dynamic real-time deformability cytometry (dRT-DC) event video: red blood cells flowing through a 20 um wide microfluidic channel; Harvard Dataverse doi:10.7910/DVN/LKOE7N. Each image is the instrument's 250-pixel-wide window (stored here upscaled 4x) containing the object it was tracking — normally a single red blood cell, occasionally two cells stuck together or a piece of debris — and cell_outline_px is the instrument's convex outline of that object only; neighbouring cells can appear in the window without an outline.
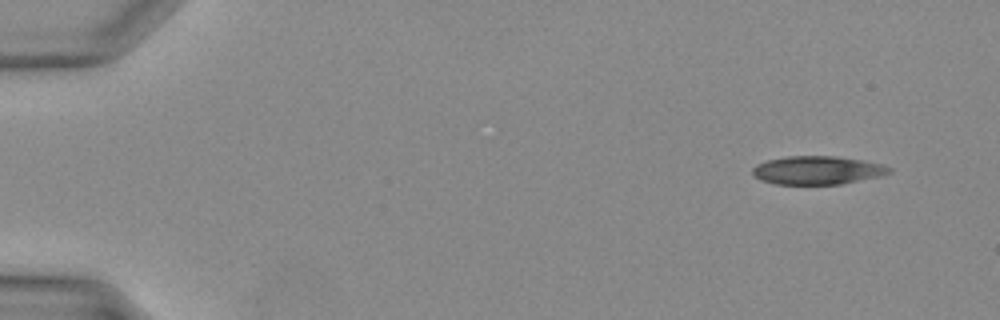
{"species": "Egyptian fruit bat (a non-hibernating species)", "species_latin": "Rousettus aegyptiacus", "temperature_condition": "warm", "stored_images_in_passage": 36, "camera_frame_rate_fps": 3000, "um_per_image_px": 0.085, "animal": {"sex": "female"}, "frame": {"image": 1, "passage_image": 1, "time_ms": 0.0, "image_size_px": [1000, 320], "cell_outline_px": [[892, 172], [884, 176], [840, 184], [776, 184], [760, 180], [752, 172], [752, 168], [756, 164], [768, 160], [788, 156], [836, 156], [884, 164], [892, 168]], "centroid_in_image_um": [69.53, 14.47], "position_along_channel_um": 15.5, "area_um2": 22.72}}
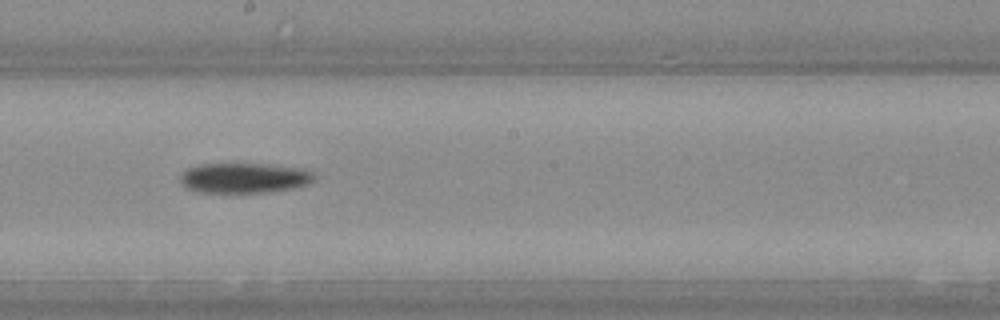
{"frame": {"image": 2, "passage_image": 20, "time_ms": 6.333, "image_size_px": [1000, 320], "cell_outline_px": [[316, 180], [308, 184], [296, 188], [268, 192], [196, 192], [184, 188], [180, 184], [180, 176], [188, 168], [196, 164], [268, 164], [304, 168], [312, 172], [316, 176]], "centroid_in_image_um": [20.78, 15.13], "position_along_channel_um": 227.4, "area_um2": 23.93}}
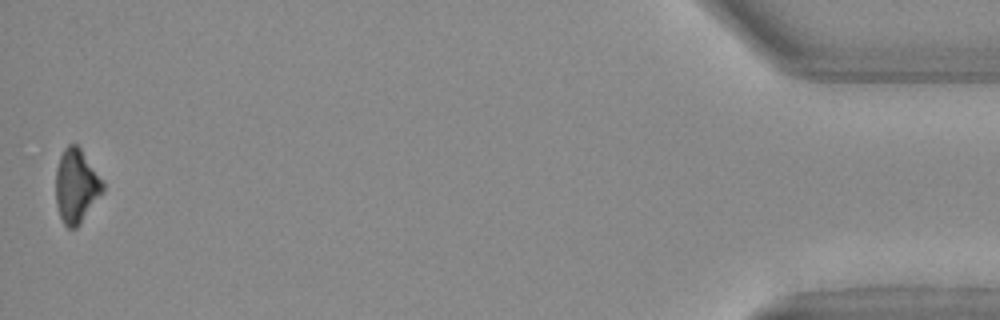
{"frame": {"image": 3, "passage_image": 36, "time_ms": 11.667, "image_size_px": [1000, 320], "cell_outline_px": [[104, 192], [80, 224], [76, 228], [68, 228], [64, 224], [60, 216], [56, 204], [56, 168], [60, 156], [64, 148], [68, 144], [76, 144], [80, 148], [104, 184]], "centroid_in_image_um": [6.47, 15.83], "position_along_channel_um": 428.7, "area_um2": 20.11}}